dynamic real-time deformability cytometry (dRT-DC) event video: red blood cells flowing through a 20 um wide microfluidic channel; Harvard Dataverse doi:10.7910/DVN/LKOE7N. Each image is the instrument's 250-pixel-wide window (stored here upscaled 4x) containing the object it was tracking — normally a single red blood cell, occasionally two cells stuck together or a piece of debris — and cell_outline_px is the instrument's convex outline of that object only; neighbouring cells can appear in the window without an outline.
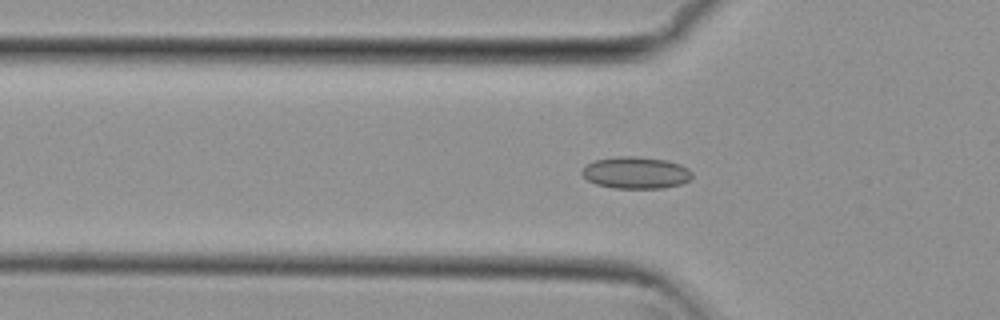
{"species": "common noctule bat (a hibernating species)", "species_latin": "Nyctalus noctula", "temperature_condition": "cold", "stored_images_in_passage": 55, "segment_of_instrument_passage": [1, 2], "camera_frame_rate_fps": 3000, "um_per_image_px": 0.085, "animal": {"sex": "female", "body_mass_g": 29.2, "forearm_length_mm": 56.3}, "frame": {"image": 1, "passage_image": 18, "time_ms": 5.667, "image_size_px": [1000, 320], "cell_outline_px": [[692, 176], [688, 180], [680, 184], [664, 188], [612, 188], [596, 184], [588, 180], [580, 172], [588, 164], [596, 160], [616, 156], [636, 156], [664, 160], [680, 164], [688, 168], [692, 172]], "centroid_in_image_um": [54.05, 14.68], "position_along_channel_um": 71.8, "area_um2": 20.35}}
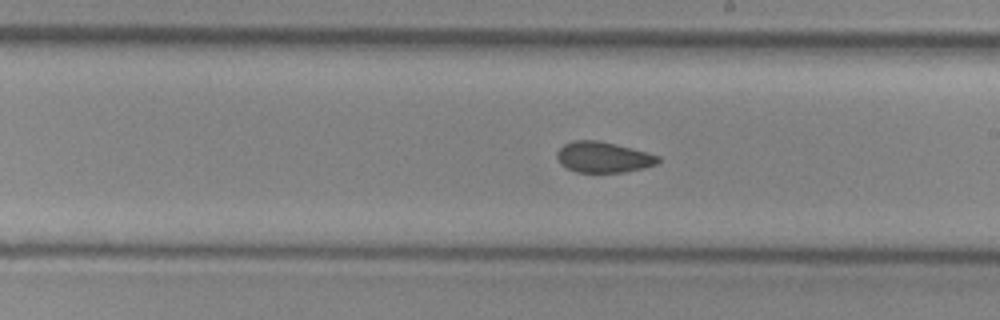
{"frame": {"image": 2, "passage_image": 31, "time_ms": 10.0, "image_size_px": [1000, 320], "cell_outline_px": [[660, 160], [656, 164], [644, 168], [624, 172], [576, 172], [560, 164], [556, 156], [556, 152], [564, 144], [572, 140], [596, 140], [632, 148], [660, 156]], "centroid_in_image_um": [51.26, 13.36], "position_along_channel_um": 237.7, "area_um2": 18.09}}
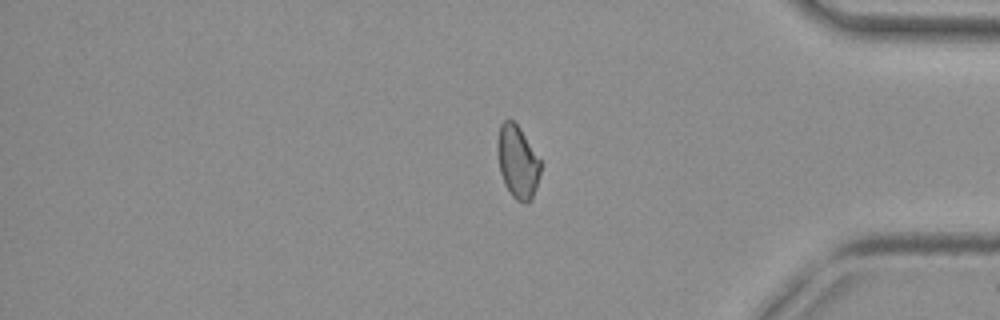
{"frame": {"image": 3, "passage_image": 45, "time_ms": 14.667, "image_size_px": [1000, 320], "cell_outline_px": [[540, 172], [536, 188], [532, 200], [528, 204], [524, 204], [516, 200], [512, 196], [504, 184], [500, 172], [496, 148], [496, 144], [500, 124], [504, 120], [512, 120], [520, 128], [540, 160]], "centroid_in_image_um": [43.97, 13.79], "position_along_channel_um": 391.2, "area_um2": 18.38}}